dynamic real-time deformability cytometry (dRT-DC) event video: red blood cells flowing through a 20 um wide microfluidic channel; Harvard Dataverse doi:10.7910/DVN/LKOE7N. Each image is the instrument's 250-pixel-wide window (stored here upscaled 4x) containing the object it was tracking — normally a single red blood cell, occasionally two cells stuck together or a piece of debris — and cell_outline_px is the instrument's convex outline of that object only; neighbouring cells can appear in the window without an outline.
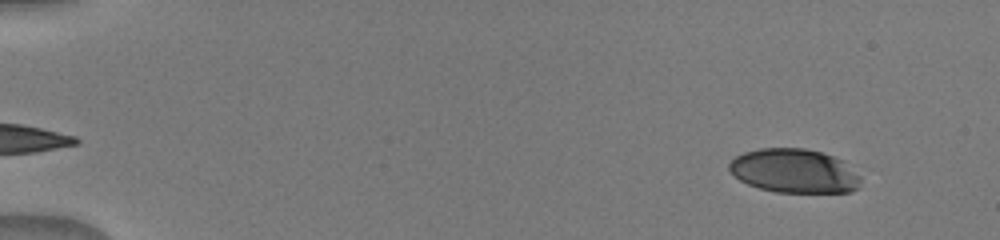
{"species": "human", "species_latin": "Homo sapiens", "temperature_condition": "warm", "stored_images_in_passage": 49, "camera_frame_rate_fps": 3000, "um_per_image_px": 0.085, "donor": {"sex": "male"}, "frame": {"image": 1, "passage_image": 3, "time_ms": 0.667, "image_size_px": [1000, 240], "cell_outline_px": [[860, 188], [852, 192], [776, 192], [760, 188], [748, 184], [740, 180], [728, 168], [728, 164], [736, 156], [744, 152], [760, 148], [804, 148], [820, 152], [832, 156], [840, 160], [860, 176]], "centroid_in_image_um": [67.5, 14.53], "position_along_channel_um": 17.5, "area_um2": 33.47}}
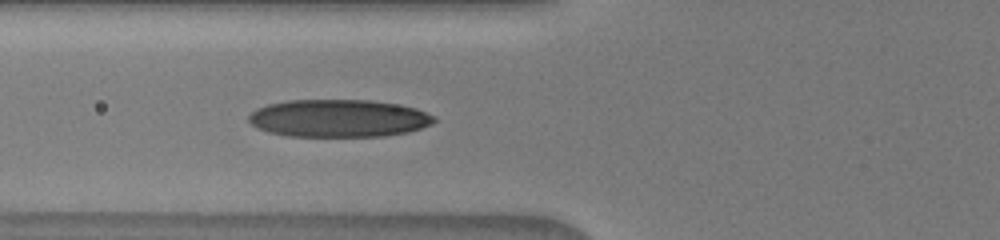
{"frame": {"image": 2, "passage_image": 19, "time_ms": 6.0, "image_size_px": [1000, 240], "cell_outline_px": [[436, 120], [432, 124], [408, 132], [384, 136], [288, 136], [268, 132], [256, 128], [248, 120], [248, 116], [256, 108], [268, 104], [288, 100], [372, 100], [396, 104], [416, 108], [436, 116]], "centroid_in_image_um": [28.78, 10.05], "position_along_channel_um": 97.0, "area_um2": 40.81}}
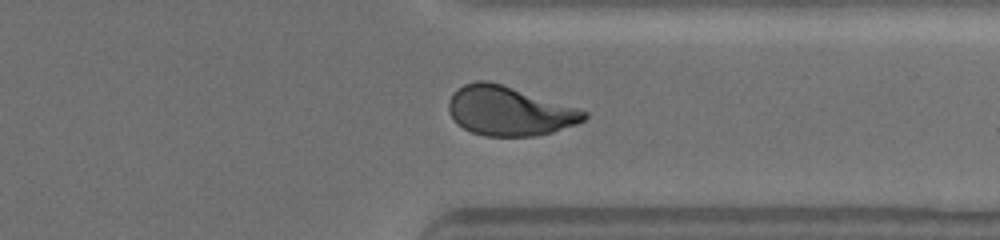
{"frame": {"image": 3, "passage_image": 39, "time_ms": 12.667, "image_size_px": [1000, 240], "cell_outline_px": [[588, 116], [584, 120], [576, 124], [552, 132], [536, 136], [484, 136], [472, 132], [456, 124], [448, 112], [448, 100], [452, 92], [456, 88], [464, 84], [476, 80], [488, 80], [580, 108], [588, 112]], "centroid_in_image_um": [43.25, 9.43], "position_along_channel_um": 368.1, "area_um2": 39.25}}